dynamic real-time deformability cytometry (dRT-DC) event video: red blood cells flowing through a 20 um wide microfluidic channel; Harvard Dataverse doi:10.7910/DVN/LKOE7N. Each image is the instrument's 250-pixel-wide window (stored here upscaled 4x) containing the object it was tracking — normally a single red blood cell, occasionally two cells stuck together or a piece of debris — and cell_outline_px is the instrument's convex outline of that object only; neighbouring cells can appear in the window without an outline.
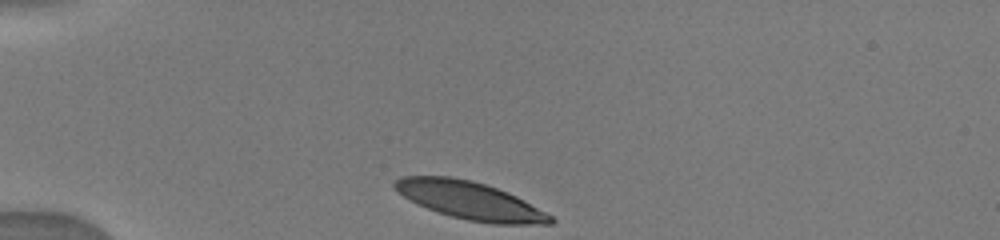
{"species": "human", "species_latin": "Homo sapiens", "temperature_condition": "warm", "stored_images_in_passage": 6, "camera_frame_rate_fps": 3000, "um_per_image_px": 0.085, "donor": {"sex": "male"}, "frame": {"image": 1, "passage_image": 1, "time_ms": 0.0, "image_size_px": [1000, 240], "cell_outline_px": [[556, 220], [552, 224], [492, 224], [468, 220], [452, 216], [428, 208], [404, 196], [392, 188], [392, 184], [400, 176], [448, 176], [472, 180], [508, 192], [524, 200], [552, 216]], "centroid_in_image_um": [39.96, 17.04], "position_along_channel_um": 45.0, "area_um2": 33.93}}